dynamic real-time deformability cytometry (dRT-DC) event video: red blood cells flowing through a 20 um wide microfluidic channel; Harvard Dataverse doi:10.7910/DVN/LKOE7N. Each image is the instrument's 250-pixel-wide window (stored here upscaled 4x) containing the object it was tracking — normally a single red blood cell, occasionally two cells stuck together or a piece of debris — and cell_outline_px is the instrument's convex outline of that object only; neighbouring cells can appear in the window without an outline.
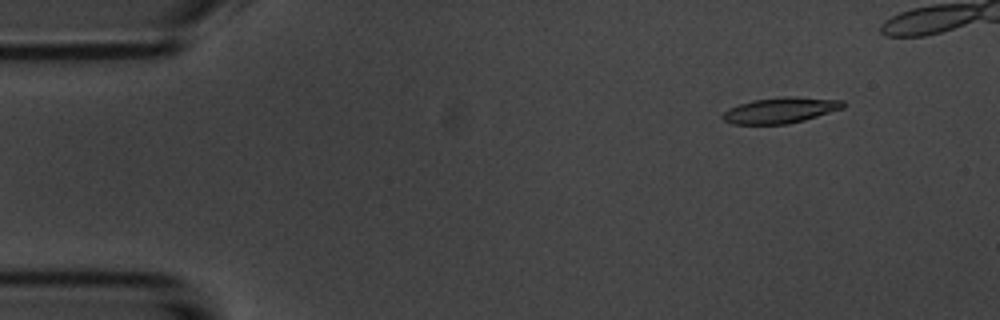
{"species": "common noctule bat (a hibernating species)", "species_latin": "Nyctalus noctula", "temperature_condition": "room temperature", "stored_images_in_passage": 5, "camera_frame_rate_fps": 3000, "um_per_image_px": 0.085, "animal": {"sex": "male", "body_mass_g": 20.1, "forearm_length_mm": 53.5}, "frame": {"image": 1, "passage_image": 2, "time_ms": 1.333, "image_size_px": [1000, 320], "cell_outline_px": [[844, 108], [804, 120], [788, 124], [732, 124], [724, 120], [720, 116], [728, 108], [752, 100], [784, 96], [796, 96], [844, 100]], "centroid_in_image_um": [66.34, 9.36], "position_along_channel_um": 18.7, "area_um2": 18.21}}